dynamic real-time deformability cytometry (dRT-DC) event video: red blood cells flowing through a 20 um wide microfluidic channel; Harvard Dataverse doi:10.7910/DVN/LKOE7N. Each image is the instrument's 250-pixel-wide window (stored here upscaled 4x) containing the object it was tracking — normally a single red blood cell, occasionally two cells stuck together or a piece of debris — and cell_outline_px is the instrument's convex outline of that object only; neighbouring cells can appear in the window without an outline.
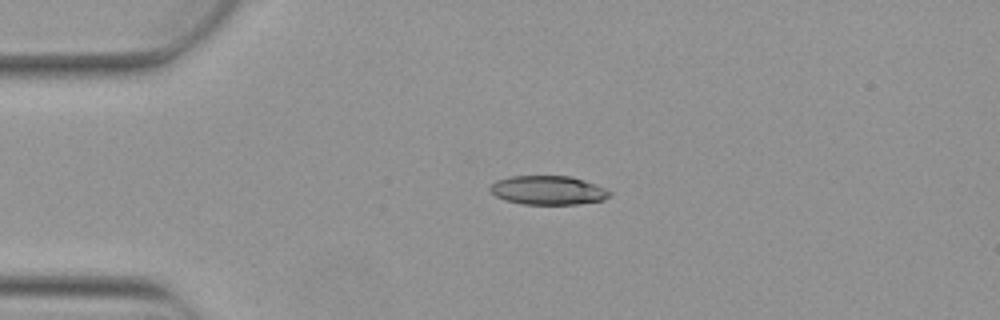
{"species": "Egyptian fruit bat (a non-hibernating species)", "species_latin": "Rousettus aegyptiacus", "temperature_condition": "warm", "stored_images_in_passage": 7, "camera_frame_rate_fps": 3000, "um_per_image_px": 0.085, "animal": {"sex": "female"}, "frame": {"image": 1, "passage_image": 2, "time_ms": 0.333, "image_size_px": [1000, 320], "cell_outline_px": [[612, 192], [604, 200], [576, 204], [524, 204], [504, 200], [496, 196], [488, 188], [496, 180], [508, 176], [572, 176], [584, 180], [604, 188]], "centroid_in_image_um": [46.56, 16.16], "position_along_channel_um": 38.4, "area_um2": 20.11}}
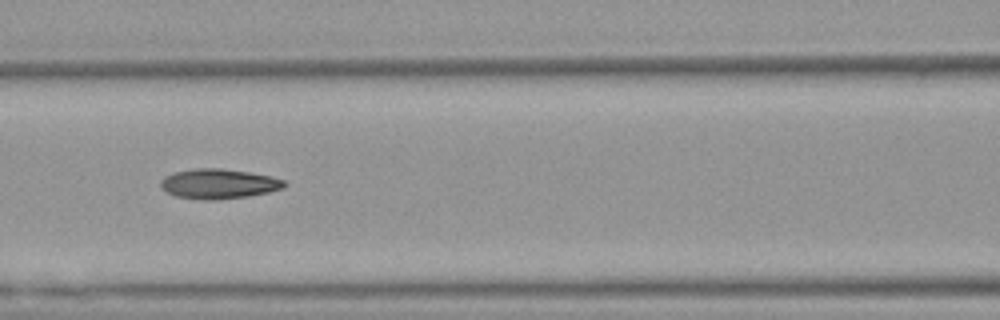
{"frame": {"image": 2, "passage_image": 5, "time_ms": 1.333, "image_size_px": [1000, 320], "cell_outline_px": [[288, 184], [284, 188], [268, 192], [248, 196], [216, 200], [200, 200], [176, 196], [160, 188], [160, 180], [164, 176], [176, 172], [196, 168], [220, 168], [248, 172], [272, 176], [284, 180]], "centroid_in_image_um": [18.59, 15.63], "position_along_channel_um": 148.0, "area_um2": 21.62}}
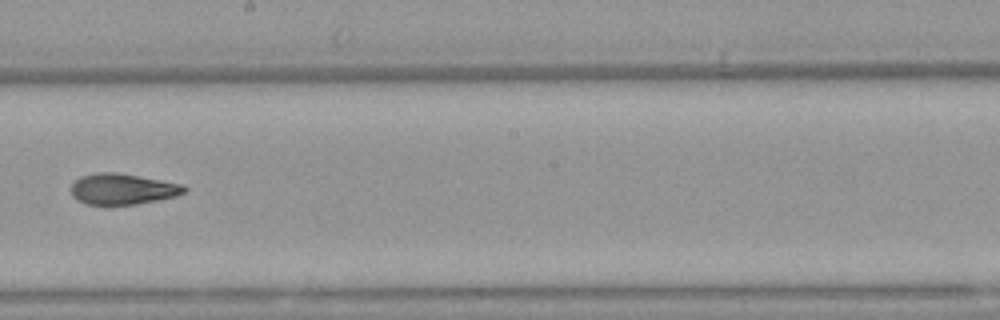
{"frame": {"image": 3, "passage_image": 7, "time_ms": 2.0, "image_size_px": [1000, 320], "cell_outline_px": [[188, 188], [184, 192], [176, 196], [136, 204], [88, 204], [76, 200], [72, 196], [72, 184], [80, 176], [96, 172], [112, 172], [184, 184]], "centroid_in_image_um": [10.41, 16.06], "position_along_channel_um": 237.8, "area_um2": 20.11}}